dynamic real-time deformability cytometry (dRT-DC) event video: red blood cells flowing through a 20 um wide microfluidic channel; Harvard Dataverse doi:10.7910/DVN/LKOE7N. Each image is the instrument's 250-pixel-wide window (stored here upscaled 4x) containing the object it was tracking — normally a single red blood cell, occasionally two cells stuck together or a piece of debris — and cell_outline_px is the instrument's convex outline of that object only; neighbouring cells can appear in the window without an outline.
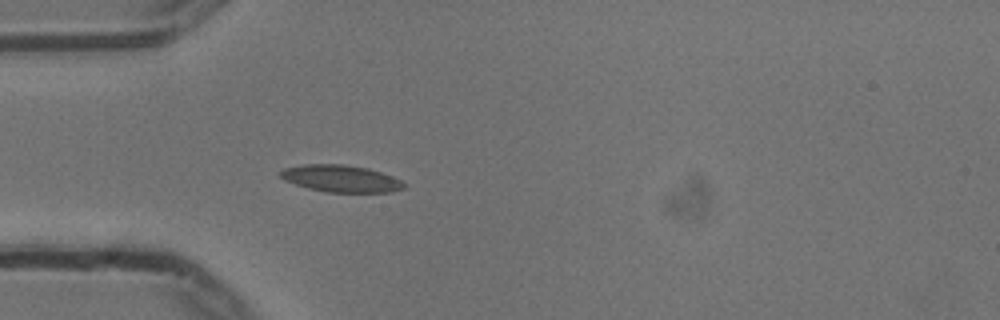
{"species": "common noctule bat (a hibernating species)", "species_latin": "Nyctalus noctula", "temperature_condition": "cold", "stored_images_in_passage": 40, "camera_frame_rate_fps": 3000, "um_per_image_px": 0.085, "animal": {"sex": "male", "body_mass_g": 13.3}, "frame": {"image": 1, "passage_image": 1, "time_ms": 0.0, "image_size_px": [1000, 320], "cell_outline_px": [[404, 188], [392, 192], [324, 192], [308, 188], [284, 180], [276, 172], [284, 168], [304, 164], [344, 164], [368, 168], [392, 176], [400, 180], [404, 184]], "centroid_in_image_um": [28.93, 15.17], "position_along_channel_um": 56.1, "area_um2": 19.48}}
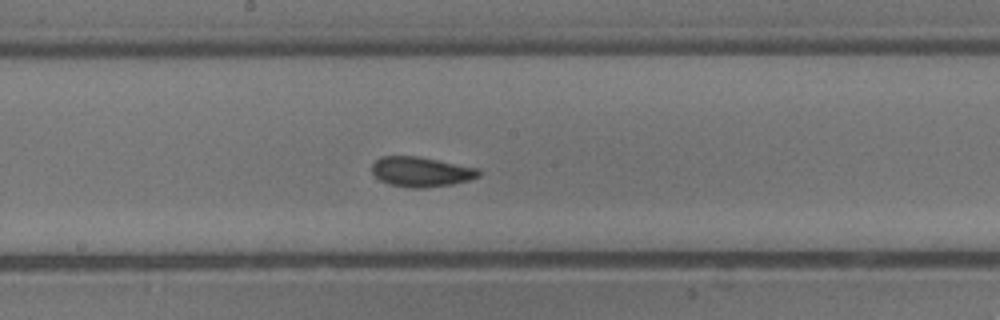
{"frame": {"image": 2, "passage_image": 14, "time_ms": 4.333, "image_size_px": [1000, 320], "cell_outline_px": [[480, 176], [468, 180], [452, 184], [424, 188], [412, 188], [388, 184], [380, 180], [372, 172], [372, 164], [380, 156], [416, 156], [480, 168]], "centroid_in_image_um": [35.79, 14.6], "position_along_channel_um": 212.4, "area_um2": 18.61}}
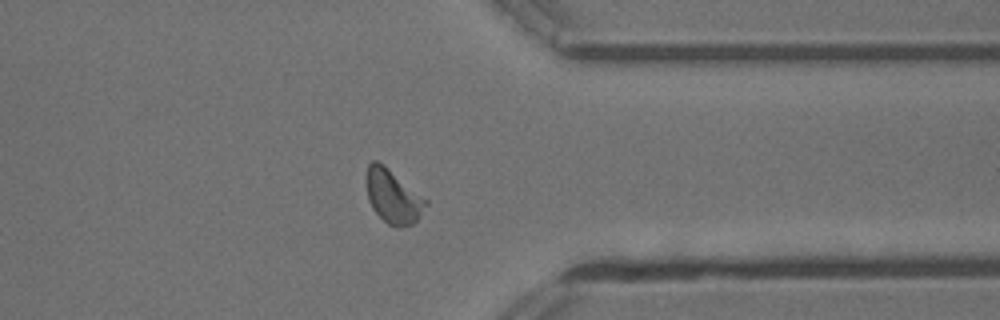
{"frame": {"image": 3, "passage_image": 28, "time_ms": 9.0, "image_size_px": [1000, 320], "cell_outline_px": [[428, 204], [420, 216], [412, 224], [400, 228], [396, 228], [388, 224], [372, 208], [368, 200], [368, 164], [372, 160], [376, 160], [384, 164], [428, 200]], "centroid_in_image_um": [33.44, 16.71], "position_along_channel_um": 378.0, "area_um2": 18.44}, "authors_computed_cell_mechanics": {"area_um2": 17.9758, "velocity_mm_per_s": 3.7023, "shape_relaxation_time_tau1_ms": 4.132, "shape_relaxation_time_tau2_ms": 2.6038, "deformation_change_tau1": 0.1262, "deformation_change_tau2": 0.089}}